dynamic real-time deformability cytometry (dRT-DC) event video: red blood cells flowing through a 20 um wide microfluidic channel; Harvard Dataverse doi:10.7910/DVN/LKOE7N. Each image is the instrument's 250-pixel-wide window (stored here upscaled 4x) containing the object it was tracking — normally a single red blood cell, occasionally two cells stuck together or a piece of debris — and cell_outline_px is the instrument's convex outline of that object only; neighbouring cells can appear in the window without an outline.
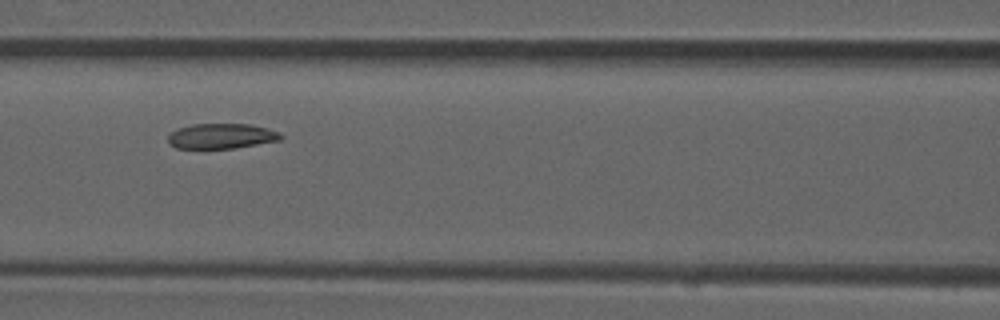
{"species": "common noctule bat (a hibernating species)", "species_latin": "Nyctalus noctula", "temperature_condition": "room temperature", "stored_images_in_passage": 6, "camera_frame_rate_fps": 3000, "um_per_image_px": 0.085, "animal": {"sex": "male", "forearm_length_mm": 52.5}, "frame": {"image": 1, "passage_image": 6, "time_ms": 1.667, "image_size_px": [1000, 320], "cell_outline_px": [[284, 136], [280, 140], [232, 148], [176, 148], [168, 144], [168, 136], [176, 128], [192, 124], [252, 124], [280, 132]], "centroid_in_image_um": [18.8, 11.56], "position_along_channel_um": 147.8, "area_um2": 16.53}}